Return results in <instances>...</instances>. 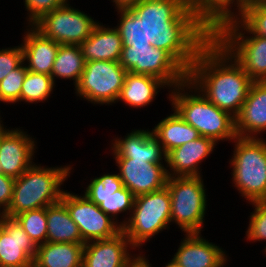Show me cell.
<instances>
[{"label":"cell","mask_w":266,"mask_h":267,"mask_svg":"<svg viewBox=\"0 0 266 267\" xmlns=\"http://www.w3.org/2000/svg\"><path fill=\"white\" fill-rule=\"evenodd\" d=\"M23 63L21 45L0 49V82Z\"/></svg>","instance_id":"obj_37"},{"label":"cell","mask_w":266,"mask_h":267,"mask_svg":"<svg viewBox=\"0 0 266 267\" xmlns=\"http://www.w3.org/2000/svg\"><path fill=\"white\" fill-rule=\"evenodd\" d=\"M155 124L152 133L159 139L165 153L200 137L199 132L185 122L175 110Z\"/></svg>","instance_id":"obj_28"},{"label":"cell","mask_w":266,"mask_h":267,"mask_svg":"<svg viewBox=\"0 0 266 267\" xmlns=\"http://www.w3.org/2000/svg\"><path fill=\"white\" fill-rule=\"evenodd\" d=\"M213 37L253 82L266 81V38L253 35L237 18L222 23L213 32Z\"/></svg>","instance_id":"obj_7"},{"label":"cell","mask_w":266,"mask_h":267,"mask_svg":"<svg viewBox=\"0 0 266 267\" xmlns=\"http://www.w3.org/2000/svg\"><path fill=\"white\" fill-rule=\"evenodd\" d=\"M36 246L44 244L47 238L46 207L25 211L14 217Z\"/></svg>","instance_id":"obj_33"},{"label":"cell","mask_w":266,"mask_h":267,"mask_svg":"<svg viewBox=\"0 0 266 267\" xmlns=\"http://www.w3.org/2000/svg\"><path fill=\"white\" fill-rule=\"evenodd\" d=\"M84 66L85 60L80 45H59L51 71L52 80L55 83L57 78L69 79L76 86Z\"/></svg>","instance_id":"obj_29"},{"label":"cell","mask_w":266,"mask_h":267,"mask_svg":"<svg viewBox=\"0 0 266 267\" xmlns=\"http://www.w3.org/2000/svg\"><path fill=\"white\" fill-rule=\"evenodd\" d=\"M164 267H180L178 263L172 258L171 260L168 261L167 264H165Z\"/></svg>","instance_id":"obj_42"},{"label":"cell","mask_w":266,"mask_h":267,"mask_svg":"<svg viewBox=\"0 0 266 267\" xmlns=\"http://www.w3.org/2000/svg\"><path fill=\"white\" fill-rule=\"evenodd\" d=\"M171 223L183 233H201L207 211V195L202 176L168 177Z\"/></svg>","instance_id":"obj_8"},{"label":"cell","mask_w":266,"mask_h":267,"mask_svg":"<svg viewBox=\"0 0 266 267\" xmlns=\"http://www.w3.org/2000/svg\"><path fill=\"white\" fill-rule=\"evenodd\" d=\"M173 259L180 267H224L227 255L222 247L201 233H185Z\"/></svg>","instance_id":"obj_18"},{"label":"cell","mask_w":266,"mask_h":267,"mask_svg":"<svg viewBox=\"0 0 266 267\" xmlns=\"http://www.w3.org/2000/svg\"><path fill=\"white\" fill-rule=\"evenodd\" d=\"M46 242L85 243L77 224L72 220L65 204L60 200L46 207Z\"/></svg>","instance_id":"obj_27"},{"label":"cell","mask_w":266,"mask_h":267,"mask_svg":"<svg viewBox=\"0 0 266 267\" xmlns=\"http://www.w3.org/2000/svg\"><path fill=\"white\" fill-rule=\"evenodd\" d=\"M69 3L45 13L32 26L60 45H80L91 35L99 21Z\"/></svg>","instance_id":"obj_11"},{"label":"cell","mask_w":266,"mask_h":267,"mask_svg":"<svg viewBox=\"0 0 266 267\" xmlns=\"http://www.w3.org/2000/svg\"><path fill=\"white\" fill-rule=\"evenodd\" d=\"M26 73L27 68L23 62L0 82V102L14 105L20 102L21 89Z\"/></svg>","instance_id":"obj_34"},{"label":"cell","mask_w":266,"mask_h":267,"mask_svg":"<svg viewBox=\"0 0 266 267\" xmlns=\"http://www.w3.org/2000/svg\"><path fill=\"white\" fill-rule=\"evenodd\" d=\"M235 130L239 137L254 138H261V134L266 132V81L252 82L247 98L235 117Z\"/></svg>","instance_id":"obj_20"},{"label":"cell","mask_w":266,"mask_h":267,"mask_svg":"<svg viewBox=\"0 0 266 267\" xmlns=\"http://www.w3.org/2000/svg\"><path fill=\"white\" fill-rule=\"evenodd\" d=\"M119 23L114 26L120 33L123 47L151 46L145 40L144 23L132 9L117 10Z\"/></svg>","instance_id":"obj_30"},{"label":"cell","mask_w":266,"mask_h":267,"mask_svg":"<svg viewBox=\"0 0 266 267\" xmlns=\"http://www.w3.org/2000/svg\"><path fill=\"white\" fill-rule=\"evenodd\" d=\"M171 224V198L168 188L135 197L130 217L120 222L122 231L138 250L150 238Z\"/></svg>","instance_id":"obj_6"},{"label":"cell","mask_w":266,"mask_h":267,"mask_svg":"<svg viewBox=\"0 0 266 267\" xmlns=\"http://www.w3.org/2000/svg\"><path fill=\"white\" fill-rule=\"evenodd\" d=\"M215 146L217 143L213 139L200 136L172 149L166 155L168 176H202L201 162L213 153Z\"/></svg>","instance_id":"obj_19"},{"label":"cell","mask_w":266,"mask_h":267,"mask_svg":"<svg viewBox=\"0 0 266 267\" xmlns=\"http://www.w3.org/2000/svg\"><path fill=\"white\" fill-rule=\"evenodd\" d=\"M1 114V113H0ZM2 118H1V115H0V125L2 124V122H3V120H1Z\"/></svg>","instance_id":"obj_44"},{"label":"cell","mask_w":266,"mask_h":267,"mask_svg":"<svg viewBox=\"0 0 266 267\" xmlns=\"http://www.w3.org/2000/svg\"><path fill=\"white\" fill-rule=\"evenodd\" d=\"M54 88L55 83L50 75L27 70L21 89L20 102L44 103L51 97L50 94L53 93Z\"/></svg>","instance_id":"obj_31"},{"label":"cell","mask_w":266,"mask_h":267,"mask_svg":"<svg viewBox=\"0 0 266 267\" xmlns=\"http://www.w3.org/2000/svg\"><path fill=\"white\" fill-rule=\"evenodd\" d=\"M142 253L140 252V258L131 267H152L148 258Z\"/></svg>","instance_id":"obj_40"},{"label":"cell","mask_w":266,"mask_h":267,"mask_svg":"<svg viewBox=\"0 0 266 267\" xmlns=\"http://www.w3.org/2000/svg\"><path fill=\"white\" fill-rule=\"evenodd\" d=\"M229 161L234 188L248 202L266 199V140L237 136Z\"/></svg>","instance_id":"obj_5"},{"label":"cell","mask_w":266,"mask_h":267,"mask_svg":"<svg viewBox=\"0 0 266 267\" xmlns=\"http://www.w3.org/2000/svg\"><path fill=\"white\" fill-rule=\"evenodd\" d=\"M161 88L170 90V87L157 77L127 72L117 103L121 101L129 108H143L154 101Z\"/></svg>","instance_id":"obj_24"},{"label":"cell","mask_w":266,"mask_h":267,"mask_svg":"<svg viewBox=\"0 0 266 267\" xmlns=\"http://www.w3.org/2000/svg\"><path fill=\"white\" fill-rule=\"evenodd\" d=\"M136 248L121 231L110 239L86 242L83 249L82 267H131L139 258L131 250Z\"/></svg>","instance_id":"obj_15"},{"label":"cell","mask_w":266,"mask_h":267,"mask_svg":"<svg viewBox=\"0 0 266 267\" xmlns=\"http://www.w3.org/2000/svg\"><path fill=\"white\" fill-rule=\"evenodd\" d=\"M84 244L45 242L33 261L40 267H82Z\"/></svg>","instance_id":"obj_26"},{"label":"cell","mask_w":266,"mask_h":267,"mask_svg":"<svg viewBox=\"0 0 266 267\" xmlns=\"http://www.w3.org/2000/svg\"><path fill=\"white\" fill-rule=\"evenodd\" d=\"M119 63L127 72L157 77L171 89L187 80L188 72L167 51L154 46L122 47Z\"/></svg>","instance_id":"obj_9"},{"label":"cell","mask_w":266,"mask_h":267,"mask_svg":"<svg viewBox=\"0 0 266 267\" xmlns=\"http://www.w3.org/2000/svg\"><path fill=\"white\" fill-rule=\"evenodd\" d=\"M25 267H40V266L36 262L32 261L28 265H26Z\"/></svg>","instance_id":"obj_43"},{"label":"cell","mask_w":266,"mask_h":267,"mask_svg":"<svg viewBox=\"0 0 266 267\" xmlns=\"http://www.w3.org/2000/svg\"><path fill=\"white\" fill-rule=\"evenodd\" d=\"M22 35L23 62L27 70L51 76L59 45L52 39L44 37L32 25H28Z\"/></svg>","instance_id":"obj_21"},{"label":"cell","mask_w":266,"mask_h":267,"mask_svg":"<svg viewBox=\"0 0 266 267\" xmlns=\"http://www.w3.org/2000/svg\"><path fill=\"white\" fill-rule=\"evenodd\" d=\"M15 178L0 173V215L10 206Z\"/></svg>","instance_id":"obj_38"},{"label":"cell","mask_w":266,"mask_h":267,"mask_svg":"<svg viewBox=\"0 0 266 267\" xmlns=\"http://www.w3.org/2000/svg\"><path fill=\"white\" fill-rule=\"evenodd\" d=\"M8 130H9V129L6 128V127L4 126L3 123L0 125V144H1L2 136H3ZM0 173H1V165H0Z\"/></svg>","instance_id":"obj_41"},{"label":"cell","mask_w":266,"mask_h":267,"mask_svg":"<svg viewBox=\"0 0 266 267\" xmlns=\"http://www.w3.org/2000/svg\"><path fill=\"white\" fill-rule=\"evenodd\" d=\"M131 9L144 23L145 40L167 51L187 72L213 37L185 0H140Z\"/></svg>","instance_id":"obj_1"},{"label":"cell","mask_w":266,"mask_h":267,"mask_svg":"<svg viewBox=\"0 0 266 267\" xmlns=\"http://www.w3.org/2000/svg\"><path fill=\"white\" fill-rule=\"evenodd\" d=\"M167 98L172 110L193 126L200 136L216 143L223 140L232 142L237 137L235 117L212 104L188 79L170 89Z\"/></svg>","instance_id":"obj_3"},{"label":"cell","mask_w":266,"mask_h":267,"mask_svg":"<svg viewBox=\"0 0 266 267\" xmlns=\"http://www.w3.org/2000/svg\"><path fill=\"white\" fill-rule=\"evenodd\" d=\"M84 195L119 225V214L126 212L125 215L130 217L133 210L135 196L123 186L119 174H115V172L92 178L84 191Z\"/></svg>","instance_id":"obj_14"},{"label":"cell","mask_w":266,"mask_h":267,"mask_svg":"<svg viewBox=\"0 0 266 267\" xmlns=\"http://www.w3.org/2000/svg\"><path fill=\"white\" fill-rule=\"evenodd\" d=\"M28 25L35 23L45 13L51 12L67 4L69 0H23Z\"/></svg>","instance_id":"obj_36"},{"label":"cell","mask_w":266,"mask_h":267,"mask_svg":"<svg viewBox=\"0 0 266 267\" xmlns=\"http://www.w3.org/2000/svg\"><path fill=\"white\" fill-rule=\"evenodd\" d=\"M253 35L266 38V2L246 0L236 17Z\"/></svg>","instance_id":"obj_32"},{"label":"cell","mask_w":266,"mask_h":267,"mask_svg":"<svg viewBox=\"0 0 266 267\" xmlns=\"http://www.w3.org/2000/svg\"><path fill=\"white\" fill-rule=\"evenodd\" d=\"M32 138L23 129L9 127L0 144L2 174L18 178L34 163L37 141Z\"/></svg>","instance_id":"obj_17"},{"label":"cell","mask_w":266,"mask_h":267,"mask_svg":"<svg viewBox=\"0 0 266 267\" xmlns=\"http://www.w3.org/2000/svg\"><path fill=\"white\" fill-rule=\"evenodd\" d=\"M122 39L115 27L98 23L91 35L80 44L85 62L116 61L119 62L122 53Z\"/></svg>","instance_id":"obj_23"},{"label":"cell","mask_w":266,"mask_h":267,"mask_svg":"<svg viewBox=\"0 0 266 267\" xmlns=\"http://www.w3.org/2000/svg\"><path fill=\"white\" fill-rule=\"evenodd\" d=\"M127 71L116 61L85 62L75 86L76 96L94 105L115 104L121 93Z\"/></svg>","instance_id":"obj_10"},{"label":"cell","mask_w":266,"mask_h":267,"mask_svg":"<svg viewBox=\"0 0 266 267\" xmlns=\"http://www.w3.org/2000/svg\"><path fill=\"white\" fill-rule=\"evenodd\" d=\"M37 246L14 219L0 215V267H25L36 256Z\"/></svg>","instance_id":"obj_16"},{"label":"cell","mask_w":266,"mask_h":267,"mask_svg":"<svg viewBox=\"0 0 266 267\" xmlns=\"http://www.w3.org/2000/svg\"><path fill=\"white\" fill-rule=\"evenodd\" d=\"M245 1L185 0V3L188 9L213 33L222 23L236 18Z\"/></svg>","instance_id":"obj_25"},{"label":"cell","mask_w":266,"mask_h":267,"mask_svg":"<svg viewBox=\"0 0 266 267\" xmlns=\"http://www.w3.org/2000/svg\"><path fill=\"white\" fill-rule=\"evenodd\" d=\"M71 165L45 167L33 163L20 177L15 178L12 201L2 214L14 218L25 211L57 203L64 192L60 187L70 177Z\"/></svg>","instance_id":"obj_4"},{"label":"cell","mask_w":266,"mask_h":267,"mask_svg":"<svg viewBox=\"0 0 266 267\" xmlns=\"http://www.w3.org/2000/svg\"><path fill=\"white\" fill-rule=\"evenodd\" d=\"M124 137L111 141L113 158H166L159 139L149 128L134 129Z\"/></svg>","instance_id":"obj_22"},{"label":"cell","mask_w":266,"mask_h":267,"mask_svg":"<svg viewBox=\"0 0 266 267\" xmlns=\"http://www.w3.org/2000/svg\"><path fill=\"white\" fill-rule=\"evenodd\" d=\"M61 201L65 204L72 220L77 224L82 240L110 239L122 231V227L84 194L64 191Z\"/></svg>","instance_id":"obj_12"},{"label":"cell","mask_w":266,"mask_h":267,"mask_svg":"<svg viewBox=\"0 0 266 267\" xmlns=\"http://www.w3.org/2000/svg\"><path fill=\"white\" fill-rule=\"evenodd\" d=\"M254 211L250 213L246 240L249 242L266 241V199L249 203Z\"/></svg>","instance_id":"obj_35"},{"label":"cell","mask_w":266,"mask_h":267,"mask_svg":"<svg viewBox=\"0 0 266 267\" xmlns=\"http://www.w3.org/2000/svg\"><path fill=\"white\" fill-rule=\"evenodd\" d=\"M123 186L137 197L163 189L168 180L166 158H113ZM164 160V161H163ZM165 165H164V163Z\"/></svg>","instance_id":"obj_13"},{"label":"cell","mask_w":266,"mask_h":267,"mask_svg":"<svg viewBox=\"0 0 266 267\" xmlns=\"http://www.w3.org/2000/svg\"><path fill=\"white\" fill-rule=\"evenodd\" d=\"M187 79L212 104L233 117L239 114L253 82L214 37L199 50Z\"/></svg>","instance_id":"obj_2"},{"label":"cell","mask_w":266,"mask_h":267,"mask_svg":"<svg viewBox=\"0 0 266 267\" xmlns=\"http://www.w3.org/2000/svg\"><path fill=\"white\" fill-rule=\"evenodd\" d=\"M116 10L131 9L140 0H111Z\"/></svg>","instance_id":"obj_39"}]
</instances>
